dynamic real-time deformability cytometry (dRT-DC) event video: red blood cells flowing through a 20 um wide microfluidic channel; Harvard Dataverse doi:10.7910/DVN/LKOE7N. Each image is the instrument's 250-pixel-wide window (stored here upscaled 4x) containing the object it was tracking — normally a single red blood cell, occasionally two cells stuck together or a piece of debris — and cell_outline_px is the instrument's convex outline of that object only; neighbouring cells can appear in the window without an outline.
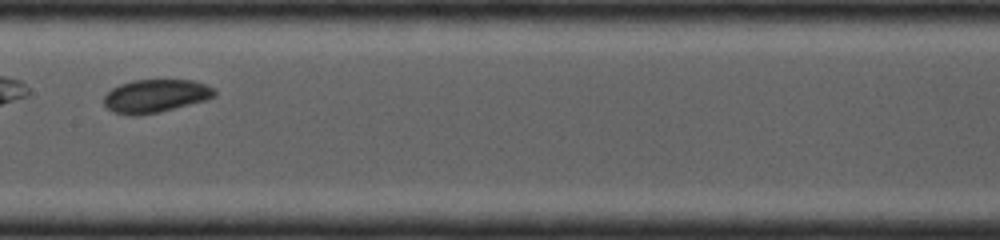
{"species": "common noctule bat (a hibernating species)", "species_latin": "Nyctalus noctula", "temperature_condition": "cold", "stored_images_in_passage": 10, "camera_frame_rate_fps": 4000, "um_per_image_px": 0.085, "animal": {"sex": "female", "body_mass_g": 19.0, "forearm_length_mm": 53.3}, "frame": {"image": 1, "passage_image": 5, "time_ms": 2.5, "image_size_px": [1000, 240], "cell_outline_px": [[216, 96], [208, 100], [160, 112], [136, 116], [128, 116], [112, 112], [104, 104], [104, 96], [112, 88], [120, 84], [132, 80], [196, 80], [216, 88]], "centroid_in_image_um": [13.26, 8.16], "position_along_channel_um": 194.1, "area_um2": 21.79}}
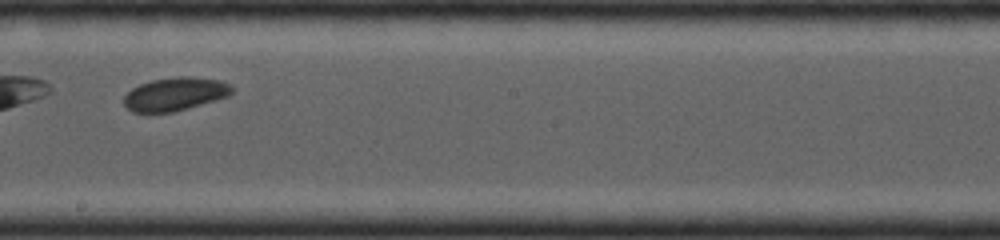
{"frame": {"image": 2, "passage_image": 7, "time_ms": 3.25, "image_size_px": [1000, 240], "cell_outline_px": [[236, 88], [228, 96], [216, 100], [188, 108], [172, 112], [132, 112], [124, 104], [124, 96], [132, 88], [140, 84], [152, 80], [180, 76], [188, 76], [220, 80]], "centroid_in_image_um": [14.9, 7.99], "position_along_channel_um": 233.3, "area_um2": 20.87}}
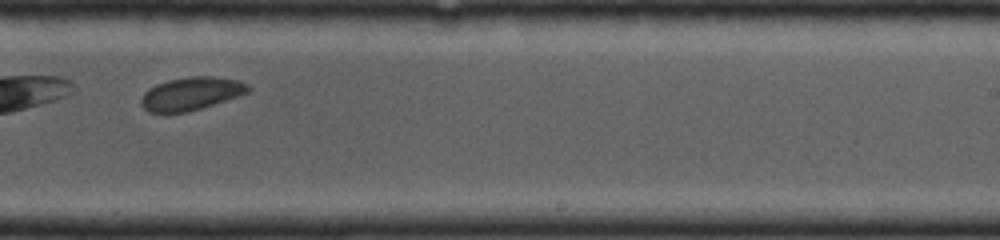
{"frame": {"image": 3, "passage_image": 9, "time_ms": 4.0, "image_size_px": [1000, 240], "cell_outline_px": [[252, 88], [248, 92], [240, 96], [188, 112], [148, 112], [140, 104], [140, 100], [144, 92], [148, 88], [156, 84], [168, 80], [192, 76], [212, 76], [236, 80], [248, 84]], "centroid_in_image_um": [16.24, 7.96], "position_along_channel_um": 272.8, "area_um2": 20.63}}